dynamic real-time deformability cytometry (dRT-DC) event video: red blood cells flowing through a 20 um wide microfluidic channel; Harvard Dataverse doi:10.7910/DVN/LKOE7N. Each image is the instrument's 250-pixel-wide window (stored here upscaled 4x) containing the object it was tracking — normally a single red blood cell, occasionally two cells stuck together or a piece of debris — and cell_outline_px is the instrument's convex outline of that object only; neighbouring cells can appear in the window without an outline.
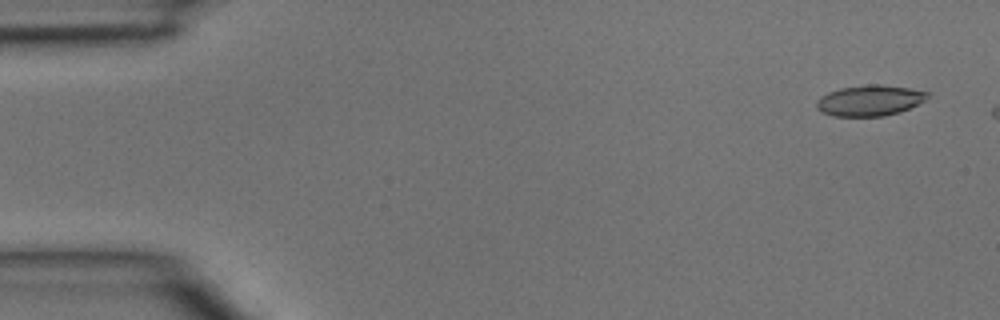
{"species": "common noctule bat (a hibernating species)", "species_latin": "Nyctalus noctula", "temperature_condition": "room temperature", "stored_images_in_passage": 4, "camera_frame_rate_fps": 3000, "um_per_image_px": 0.085, "animal": {"sex": "male", "body_mass_g": 15.6}, "frame": {"image": 1, "passage_image": 1, "time_ms": 0.0, "image_size_px": [1000, 320], "cell_outline_px": [[928, 96], [924, 100], [900, 112], [884, 116], [832, 116], [820, 112], [816, 108], [816, 100], [820, 96], [828, 92], [840, 88], [868, 84], [880, 84], [908, 88], [928, 92]], "centroid_in_image_um": [73.86, 8.54], "position_along_channel_um": 11.1, "area_um2": 19.88}}